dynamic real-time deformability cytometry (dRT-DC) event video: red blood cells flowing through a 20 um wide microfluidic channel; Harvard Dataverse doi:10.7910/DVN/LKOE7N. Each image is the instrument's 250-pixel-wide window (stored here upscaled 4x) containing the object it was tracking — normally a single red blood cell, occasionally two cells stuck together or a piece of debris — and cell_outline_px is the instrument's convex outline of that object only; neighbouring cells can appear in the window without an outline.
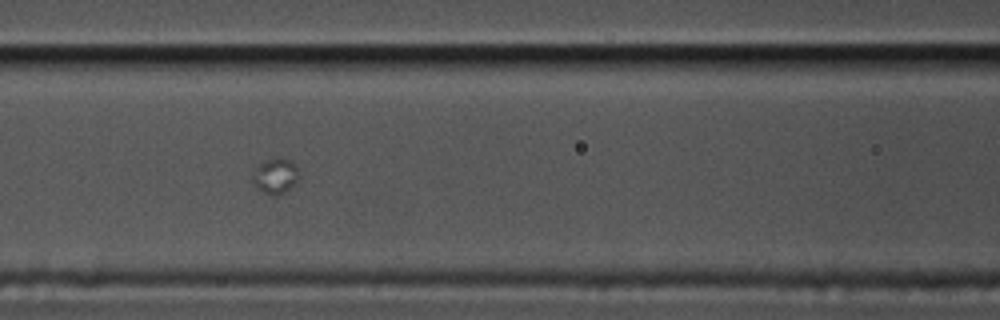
{"species": "common noctule bat (a hibernating species)", "species_latin": "Nyctalus noctula", "temperature_condition": "cold", "stored_images_in_passage": 34, "camera_frame_rate_fps": 3000, "um_per_image_px": 0.085, "animal": {"sex": "male", "body_mass_g": 17.5, "forearm_length_mm": 52.3}, "frame": {"image": 1, "passage_image": 9, "time_ms": 2.667, "image_size_px": [1000, 320], "cell_outline_px": [[300, 176], [296, 184], [284, 192], [276, 196], [272, 196], [256, 188], [252, 184], [252, 172], [256, 164], [264, 160], [284, 156], [296, 164], [300, 168]], "centroid_in_image_um": [23.42, 14.92], "position_along_channel_um": 143.2, "area_um2": 10.23}}
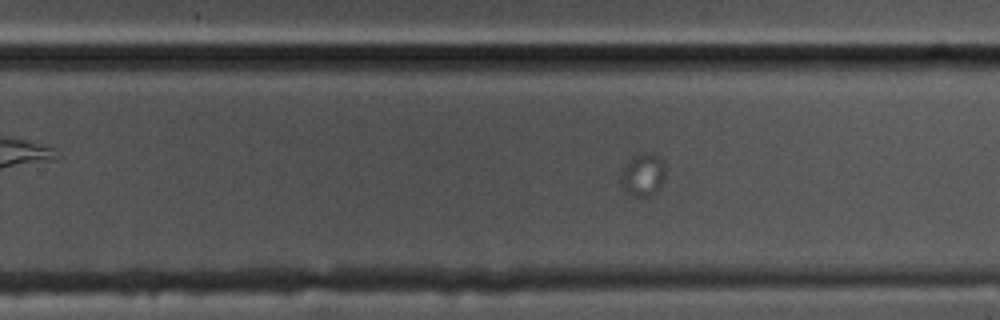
{"frame": {"image": 2, "passage_image": 22, "time_ms": 7.0, "image_size_px": [1000, 320], "cell_outline_px": [[664, 180], [660, 188], [656, 192], [648, 196], [632, 196], [624, 192], [620, 184], [620, 172], [628, 160], [644, 152], [652, 152], [660, 156], [664, 164]], "centroid_in_image_um": [54.63, 14.86], "position_along_channel_um": 275.2, "area_um2": 11.39}}
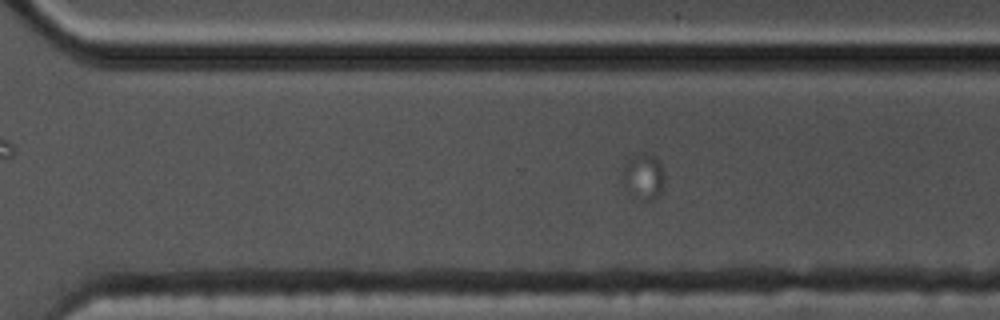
{"frame": {"image": 3, "passage_image": 26, "time_ms": 8.333, "image_size_px": [1000, 320], "cell_outline_px": [[664, 188], [652, 200], [640, 200], [632, 196], [624, 184], [624, 164], [628, 156], [632, 152], [652, 152], [660, 160], [664, 168]], "centroid_in_image_um": [54.73, 14.91], "position_along_channel_um": 315.9, "area_um2": 11.79}}